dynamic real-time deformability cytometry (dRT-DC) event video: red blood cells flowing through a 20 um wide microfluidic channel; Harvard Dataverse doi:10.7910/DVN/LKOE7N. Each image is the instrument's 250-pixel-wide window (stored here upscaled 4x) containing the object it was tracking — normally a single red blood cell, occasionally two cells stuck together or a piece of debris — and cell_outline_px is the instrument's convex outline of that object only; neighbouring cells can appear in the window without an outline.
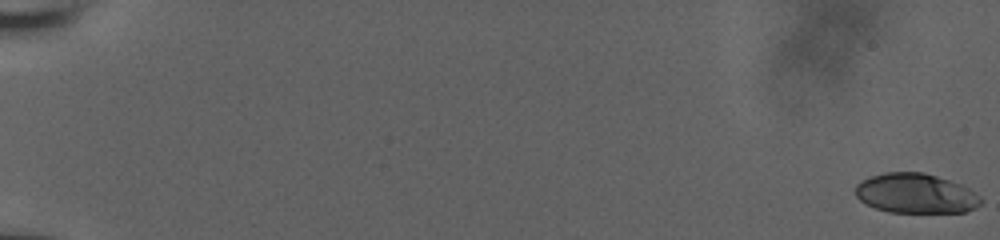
{"species": "human", "species_latin": "Homo sapiens", "temperature_condition": "room temperature", "stored_images_in_passage": 50, "camera_frame_rate_fps": 3000, "um_per_image_px": 0.085, "donor": {"sex": "male"}, "frame": {"image": 1, "passage_image": 1, "time_ms": 0.0, "image_size_px": [1000, 240], "cell_outline_px": [[984, 200], [976, 208], [964, 212], [888, 212], [876, 208], [860, 200], [856, 196], [856, 184], [872, 176], [884, 172], [924, 172], [960, 184], [968, 188], [980, 196]], "centroid_in_image_um": [77.86, 16.44], "position_along_channel_um": 7.1, "area_um2": 28.9}}
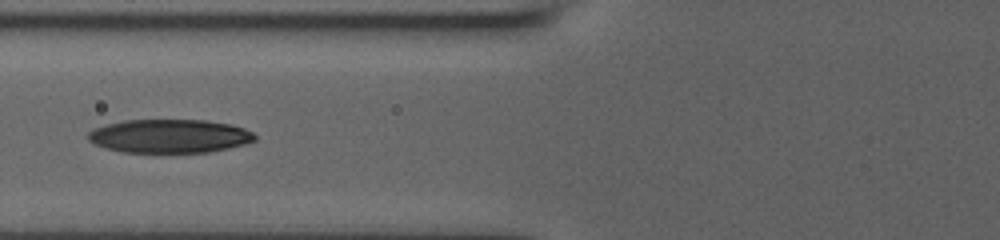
{"frame": {"image": 2, "passage_image": 28, "time_ms": 8.667, "image_size_px": [1000, 240], "cell_outline_px": [[256, 140], [244, 144], [228, 148], [208, 152], [124, 152], [104, 148], [88, 140], [88, 132], [96, 128], [108, 124], [124, 120], [204, 120], [232, 124], [244, 128], [252, 132], [256, 136]], "centroid_in_image_um": [14.43, 11.56], "position_along_channel_um": 111.4, "area_um2": 32.54}}
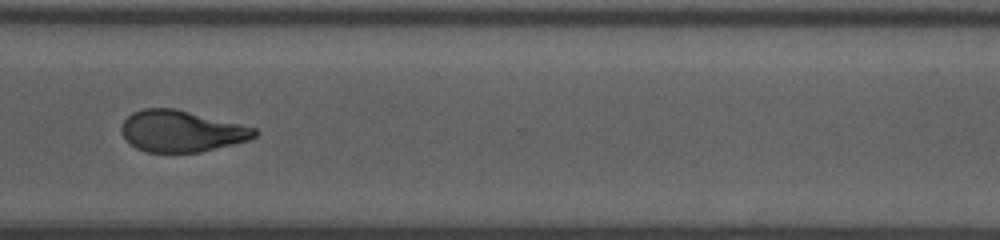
{"frame": {"image": 3, "passage_image": 49, "time_ms": 15.0, "image_size_px": [1000, 240], "cell_outline_px": [[260, 132], [256, 136], [248, 140], [200, 152], [148, 152], [136, 148], [124, 136], [120, 128], [124, 120], [132, 112], [144, 108], [176, 108], [256, 128]], "centroid_in_image_um": [15.42, 11.14], "position_along_channel_um": 355.2, "area_um2": 31.96}}